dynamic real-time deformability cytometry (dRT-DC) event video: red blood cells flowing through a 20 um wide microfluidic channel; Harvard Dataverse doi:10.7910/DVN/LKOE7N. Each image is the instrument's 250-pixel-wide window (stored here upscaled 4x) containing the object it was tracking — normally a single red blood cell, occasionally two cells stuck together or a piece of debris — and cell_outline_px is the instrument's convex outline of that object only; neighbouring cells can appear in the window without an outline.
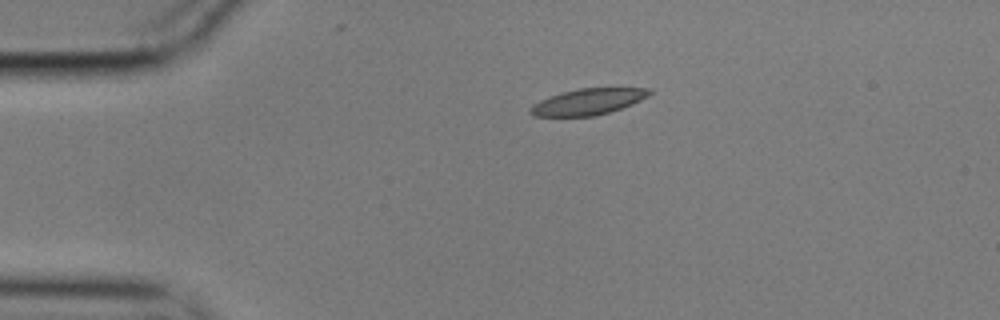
{"species": "common noctule bat (a hibernating species)", "species_latin": "Nyctalus noctula", "temperature_condition": "cold", "stored_images_in_passage": 46, "camera_frame_rate_fps": 3000, "um_per_image_px": 0.085, "animal": {"sex": "male", "body_mass_g": 17.9}, "frame": {"image": 1, "passage_image": 1, "time_ms": 0.0, "image_size_px": [1000, 320], "cell_outline_px": [[652, 92], [648, 96], [632, 104], [596, 116], [532, 116], [528, 112], [528, 108], [532, 104], [540, 100], [560, 92], [580, 88], [648, 88]], "centroid_in_image_um": [49.92, 8.65], "position_along_channel_um": 35.1, "area_um2": 18.15}}
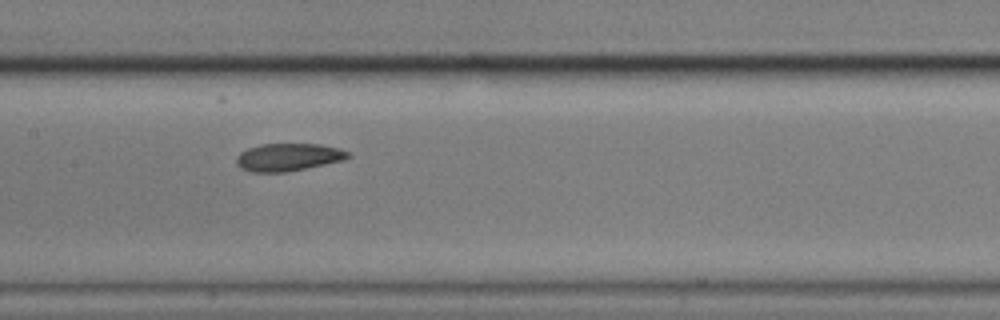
{"frame": {"image": 2, "passage_image": 17, "time_ms": 5.333, "image_size_px": [1000, 320], "cell_outline_px": [[352, 156], [344, 160], [284, 172], [252, 172], [240, 168], [236, 164], [236, 156], [240, 152], [248, 148], [260, 144], [320, 144], [340, 148], [348, 152]], "centroid_in_image_um": [24.48, 13.35], "position_along_channel_um": 182.9, "area_um2": 17.98}}
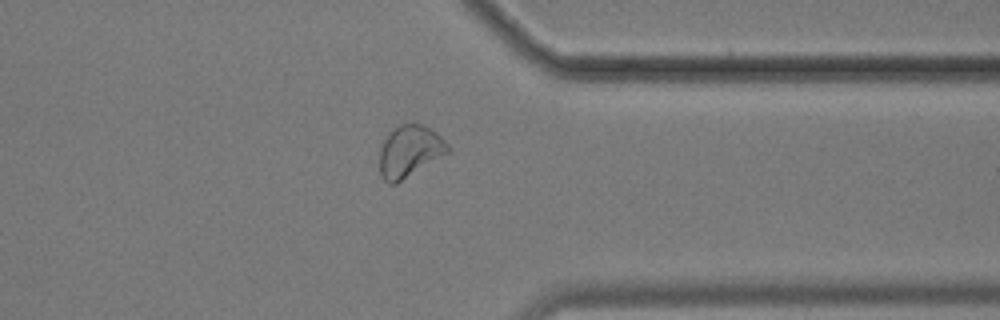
{"frame": {"image": 3, "passage_image": 34, "time_ms": 11.0, "image_size_px": [1000, 320], "cell_outline_px": [[452, 148], [448, 152], [396, 184], [388, 184], [380, 176], [380, 144], [388, 132], [400, 124], [424, 124], [436, 132]], "centroid_in_image_um": [34.79, 12.85], "position_along_channel_um": 376.6, "area_um2": 20.63}, "authors_computed_cell_mechanics": {"area_um2": 18.7272, "velocity_mm_per_s": 3.5083, "shape_relaxation_time_tau1_ms": null, "shape_relaxation_time_tau2_ms": 4.653, "deformation_change_tau1": null, "deformation_change_tau2": 0.0997}}